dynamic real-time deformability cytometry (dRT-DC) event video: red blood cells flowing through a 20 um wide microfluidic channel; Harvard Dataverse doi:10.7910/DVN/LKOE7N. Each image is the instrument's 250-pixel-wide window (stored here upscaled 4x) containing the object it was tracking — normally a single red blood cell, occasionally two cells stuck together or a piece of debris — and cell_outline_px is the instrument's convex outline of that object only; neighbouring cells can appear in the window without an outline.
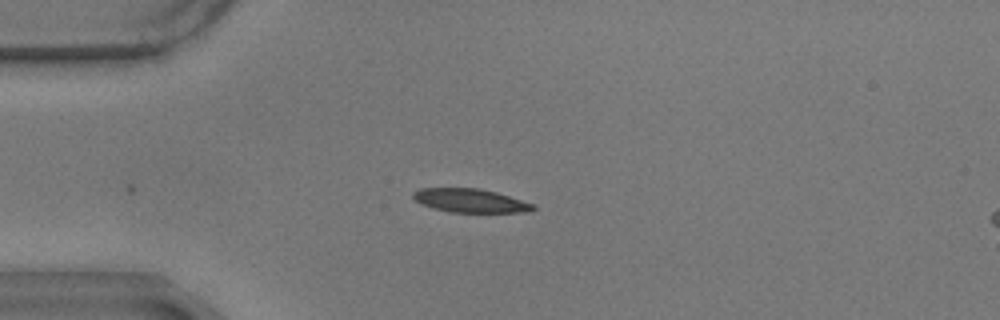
{"species": "common noctule bat (a hibernating species)", "species_latin": "Nyctalus noctula", "temperature_condition": "warm", "stored_images_in_passage": 5, "camera_frame_rate_fps": 3000, "um_per_image_px": 0.085, "animal": {"sex": "male", "body_mass_g": 17.9}, "frame": {"image": 1, "passage_image": 1, "time_ms": 0.0, "image_size_px": [1000, 320], "cell_outline_px": [[536, 208], [528, 212], [452, 212], [432, 208], [420, 204], [412, 196], [412, 192], [420, 188], [480, 188], [496, 192], [536, 204]], "centroid_in_image_um": [39.98, 17.05], "position_along_channel_um": 45.0, "area_um2": 16.65}}